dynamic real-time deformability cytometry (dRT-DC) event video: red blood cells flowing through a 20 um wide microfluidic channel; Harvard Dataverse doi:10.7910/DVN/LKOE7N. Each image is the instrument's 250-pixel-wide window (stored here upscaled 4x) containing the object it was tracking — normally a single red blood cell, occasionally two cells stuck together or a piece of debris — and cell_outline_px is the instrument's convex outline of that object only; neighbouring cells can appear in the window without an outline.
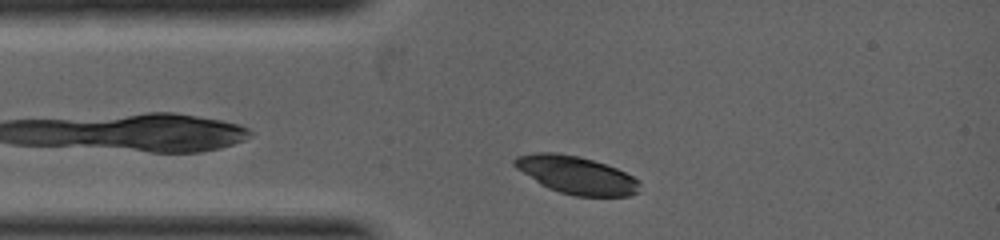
{"species": "common noctule bat (a hibernating species)", "species_latin": "Nyctalus noctula", "temperature_condition": "warm", "stored_images_in_passage": 3, "camera_frame_rate_fps": 5000, "um_per_image_px": 0.085, "animal": {"sex": "female", "body_mass_g": 19.0, "forearm_length_mm": 53.3}, "frame": {"image": 1, "passage_image": 2, "time_ms": 0.4, "image_size_px": [1000, 240], "cell_outline_px": [[640, 192], [628, 196], [576, 196], [560, 192], [548, 188], [540, 184], [516, 168], [512, 164], [512, 160], [516, 156], [532, 152], [556, 152], [580, 156], [616, 168], [640, 180]], "centroid_in_image_um": [48.97, 14.87], "position_along_channel_um": 36.0, "area_um2": 27.69}}